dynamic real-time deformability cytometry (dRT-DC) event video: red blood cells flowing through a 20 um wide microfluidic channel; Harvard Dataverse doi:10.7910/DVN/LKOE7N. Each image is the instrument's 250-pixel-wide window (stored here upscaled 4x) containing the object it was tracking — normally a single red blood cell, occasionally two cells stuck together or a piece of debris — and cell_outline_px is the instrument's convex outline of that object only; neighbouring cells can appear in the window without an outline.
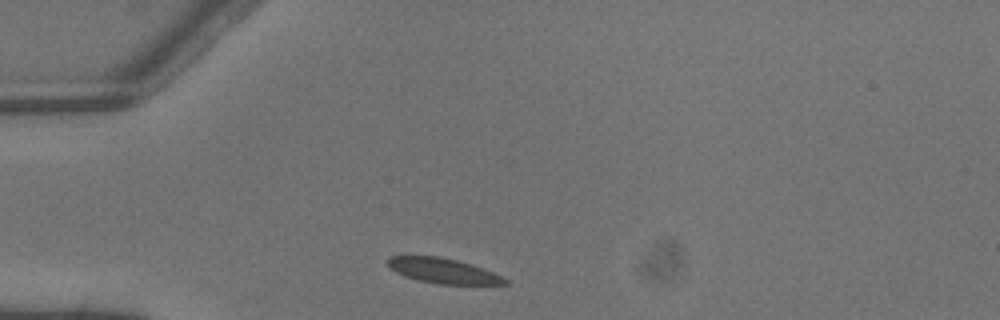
{"species": "common noctule bat (a hibernating species)", "species_latin": "Nyctalus noctula", "temperature_condition": "warm", "stored_images_in_passage": 2, "camera_frame_rate_fps": 3000, "um_per_image_px": 0.085, "animal": {"sex": "male", "body_mass_g": 13.3}, "frame": {"image": 1, "passage_image": 1, "time_ms": 0.0, "image_size_px": [1000, 320], "cell_outline_px": [[508, 284], [436, 284], [416, 280], [404, 276], [396, 272], [388, 264], [388, 256], [436, 256], [456, 260], [492, 272], [508, 280]], "centroid_in_image_um": [37.62, 23.02], "position_along_channel_um": 47.4, "area_um2": 16.76}}